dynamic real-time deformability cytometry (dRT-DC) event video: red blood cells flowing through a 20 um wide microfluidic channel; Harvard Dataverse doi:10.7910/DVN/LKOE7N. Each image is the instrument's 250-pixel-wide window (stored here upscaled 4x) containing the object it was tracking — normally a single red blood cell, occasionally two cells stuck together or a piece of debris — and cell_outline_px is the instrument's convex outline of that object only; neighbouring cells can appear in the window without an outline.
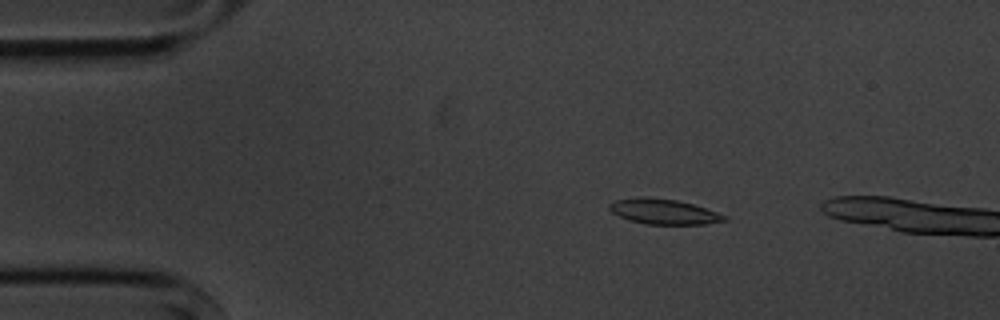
{"species": "common noctule bat (a hibernating species)", "species_latin": "Nyctalus noctula", "temperature_condition": "cold", "stored_images_in_passage": 4, "camera_frame_rate_fps": 3000, "um_per_image_px": 0.085, "animal": {"sex": "male", "body_mass_g": 20.1, "forearm_length_mm": 53.5}, "frame": {"image": 1, "passage_image": 3, "time_ms": 3.0, "image_size_px": [1000, 320], "cell_outline_px": [[728, 220], [704, 224], [648, 224], [628, 220], [612, 212], [608, 208], [608, 204], [616, 200], [644, 196], [676, 200], [692, 204], [728, 216]], "centroid_in_image_um": [56.4, 17.98], "position_along_channel_um": 28.6, "area_um2": 16.76}}